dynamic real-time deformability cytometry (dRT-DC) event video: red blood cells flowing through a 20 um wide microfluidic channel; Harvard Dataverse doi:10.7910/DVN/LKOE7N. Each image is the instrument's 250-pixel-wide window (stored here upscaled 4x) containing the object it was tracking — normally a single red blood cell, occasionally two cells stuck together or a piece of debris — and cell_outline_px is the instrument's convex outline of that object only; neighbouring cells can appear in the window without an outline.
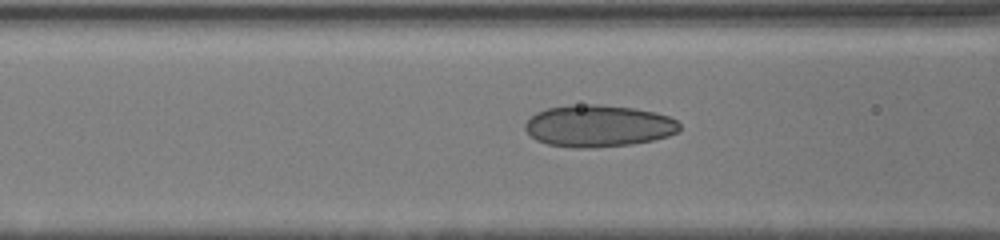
{"species": "human", "species_latin": "Homo sapiens", "temperature_condition": "cold", "stored_images_in_passage": 35, "camera_frame_rate_fps": 3000, "um_per_image_px": 0.085, "donor": {"sex": "male"}, "frame": {"image": 1, "passage_image": 5, "time_ms": 1.333, "image_size_px": [1000, 240], "cell_outline_px": [[680, 128], [676, 132], [668, 136], [652, 140], [632, 144], [592, 148], [572, 148], [548, 144], [536, 140], [524, 128], [524, 124], [536, 112], [548, 108], [568, 104], [600, 104], [632, 108], [656, 112], [668, 116], [676, 120], [680, 124]], "centroid_in_image_um": [50.85, 10.7], "position_along_channel_um": 115.7, "area_um2": 37.86}}
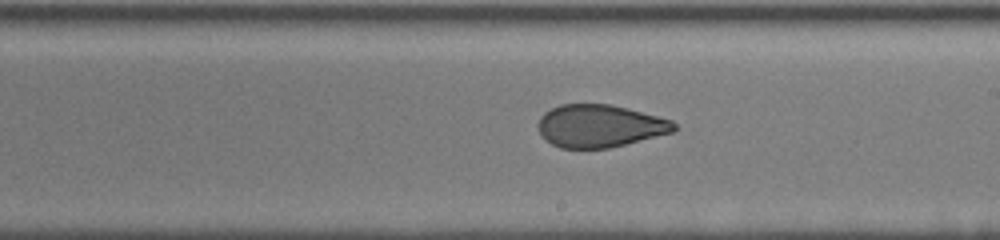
{"frame": {"image": 2, "passage_image": 15, "time_ms": 4.333, "image_size_px": [1000, 240], "cell_outline_px": [[676, 128], [672, 132], [608, 148], [560, 148], [544, 140], [540, 136], [536, 124], [540, 116], [544, 112], [560, 104], [608, 104], [628, 108], [672, 120], [676, 124]], "centroid_in_image_um": [50.91, 10.7], "position_along_channel_um": 238.1, "area_um2": 33.81}}
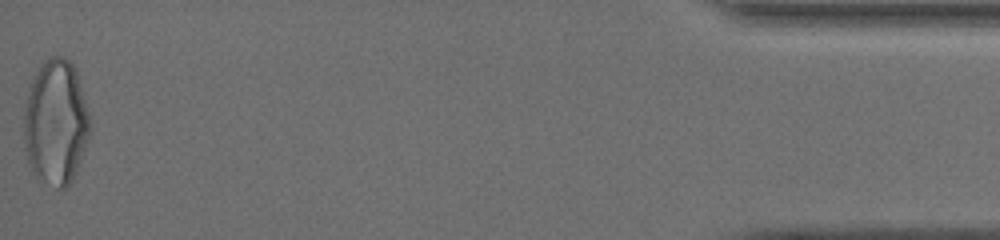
{"frame": {"image": 3, "passage_image": 35, "time_ms": 11.0, "image_size_px": [1000, 240], "cell_outline_px": [[92, 128], [76, 172], [72, 180], [64, 188], [56, 188], [40, 184], [32, 172], [24, 148], [24, 112], [28, 96], [40, 60], [52, 56], [64, 56], [76, 68], [92, 124]], "centroid_in_image_um": [4.75, 10.43], "position_along_channel_um": 430.5, "area_um2": 48.84}, "authors_computed_cell_mechanics": {"area_um2": 36.2984, "velocity_mm_per_s": 4.0787, "shape_relaxation_time_tau1_ms": null, "shape_relaxation_time_tau2_ms": 1.2184, "deformation_change_tau1": null, "deformation_change_tau2": 0.0731}}